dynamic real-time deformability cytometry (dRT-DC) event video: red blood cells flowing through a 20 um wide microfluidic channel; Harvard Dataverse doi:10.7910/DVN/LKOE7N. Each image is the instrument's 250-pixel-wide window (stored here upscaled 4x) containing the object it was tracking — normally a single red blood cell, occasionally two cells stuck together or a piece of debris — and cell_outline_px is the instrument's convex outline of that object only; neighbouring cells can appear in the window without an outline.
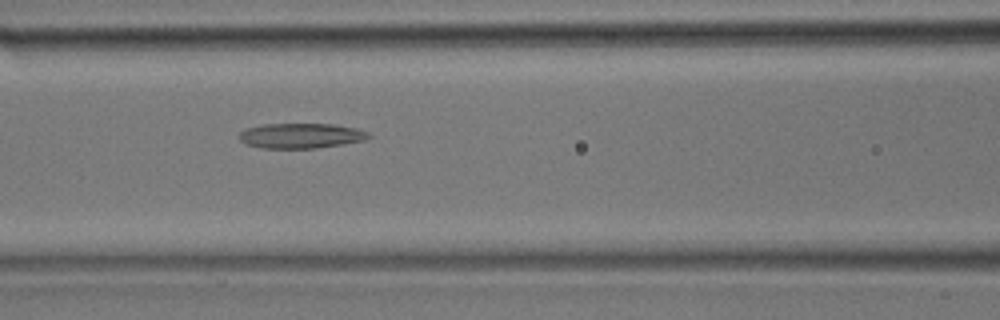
{"species": "common noctule bat (a hibernating species)", "species_latin": "Nyctalus noctula", "temperature_condition": "room temperature", "stored_images_in_passage": 35, "camera_frame_rate_fps": 3000, "um_per_image_px": 0.085, "animal": {"sex": "male", "body_mass_g": 17.9}, "frame": {"image": 1, "passage_image": 15, "time_ms": 4.667, "image_size_px": [1000, 320], "cell_outline_px": [[372, 136], [364, 140], [344, 144], [316, 148], [260, 148], [244, 144], [240, 140], [240, 132], [248, 128], [264, 124], [332, 124], [356, 128], [368, 132]], "centroid_in_image_um": [25.58, 11.54], "position_along_channel_um": 141.0, "area_um2": 18.9}}
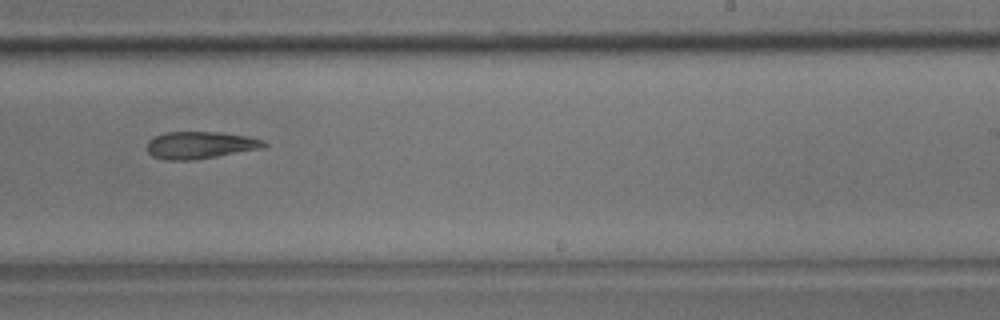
{"frame": {"image": 2, "passage_image": 22, "time_ms": 7.0, "image_size_px": [1000, 320], "cell_outline_px": [[268, 144], [264, 148], [192, 160], [164, 160], [152, 156], [148, 152], [148, 140], [164, 132], [220, 132], [248, 136], [264, 140]], "centroid_in_image_um": [17.03, 12.33], "position_along_channel_um": 272.0, "area_um2": 18.55}}
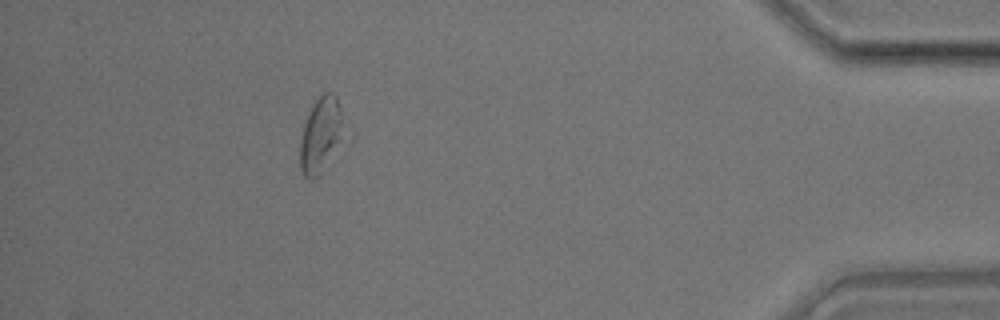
{"frame": {"image": 3, "passage_image": 32, "time_ms": 10.333, "image_size_px": [1000, 320], "cell_outline_px": [[356, 136], [328, 168], [316, 180], [312, 180], [304, 176], [300, 168], [300, 140], [304, 124], [316, 100], [324, 92], [332, 92], [336, 96]], "centroid_in_image_um": [27.54, 11.57], "position_along_channel_um": 407.7, "area_um2": 22.43}}